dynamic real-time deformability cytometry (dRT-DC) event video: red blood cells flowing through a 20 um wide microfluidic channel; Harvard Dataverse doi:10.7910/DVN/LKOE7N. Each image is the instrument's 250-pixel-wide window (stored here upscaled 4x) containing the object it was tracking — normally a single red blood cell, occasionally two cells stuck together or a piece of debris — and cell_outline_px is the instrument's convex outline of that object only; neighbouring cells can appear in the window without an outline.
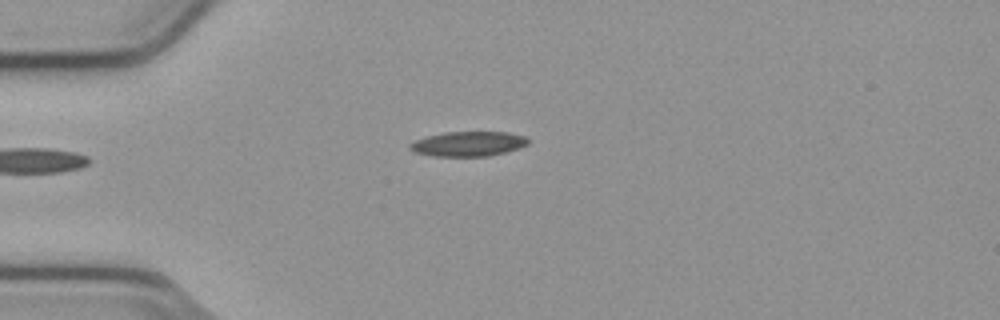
{"species": "common noctule bat (a hibernating species)", "species_latin": "Nyctalus noctula", "temperature_condition": "cold", "stored_images_in_passage": 37, "camera_frame_rate_fps": 3000, "um_per_image_px": 0.085, "animal": {"sex": "male", "body_mass_g": 23.1, "forearm_length_mm": 52.7}, "frame": {"image": 1, "passage_image": 1, "time_ms": 0.0, "image_size_px": [1000, 320], "cell_outline_px": [[528, 144], [504, 152], [488, 156], [432, 156], [416, 152], [408, 148], [408, 144], [416, 140], [428, 136], [444, 132], [508, 132], [524, 136], [528, 140]], "centroid_in_image_um": [39.76, 12.22], "position_along_channel_um": 45.2, "area_um2": 16.88}}
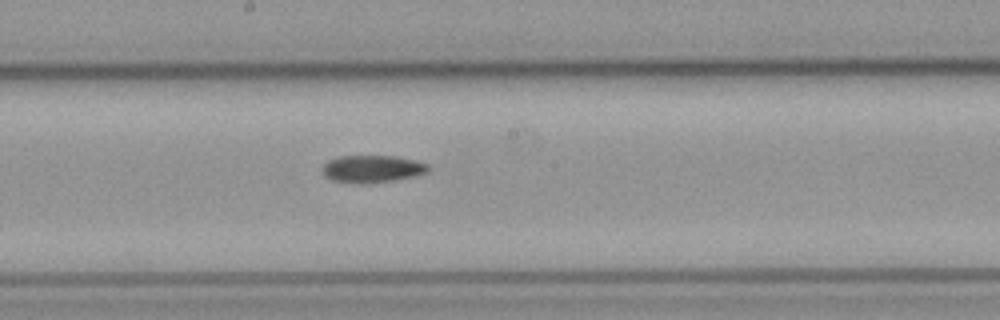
{"frame": {"image": 2, "passage_image": 16, "time_ms": 5.0, "image_size_px": [1000, 320], "cell_outline_px": [[428, 172], [416, 176], [392, 180], [360, 184], [332, 180], [324, 176], [324, 164], [328, 160], [340, 156], [396, 156], [428, 164]], "centroid_in_image_um": [31.63, 14.35], "position_along_channel_um": 216.6, "area_um2": 16.65}}
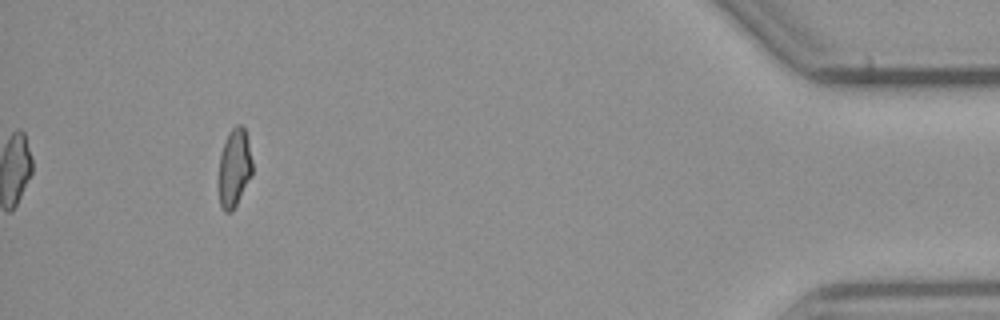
{"frame": {"image": 3, "passage_image": 37, "time_ms": 12.0, "image_size_px": [1000, 320], "cell_outline_px": [[252, 176], [232, 212], [224, 212], [220, 204], [220, 156], [228, 132], [236, 124], [240, 124], [244, 128], [248, 140], [252, 160]], "centroid_in_image_um": [19.94, 14.26], "position_along_channel_um": 415.3, "area_um2": 15.14}, "authors_computed_cell_mechanics": {"area_um2": 16.5308, "velocity_mm_per_s": 3.8201, "shape_relaxation_time_tau1_ms": null, "shape_relaxation_time_tau2_ms": 9.2987, "deformation_change_tau1": null, "deformation_change_tau2": 0.165}}